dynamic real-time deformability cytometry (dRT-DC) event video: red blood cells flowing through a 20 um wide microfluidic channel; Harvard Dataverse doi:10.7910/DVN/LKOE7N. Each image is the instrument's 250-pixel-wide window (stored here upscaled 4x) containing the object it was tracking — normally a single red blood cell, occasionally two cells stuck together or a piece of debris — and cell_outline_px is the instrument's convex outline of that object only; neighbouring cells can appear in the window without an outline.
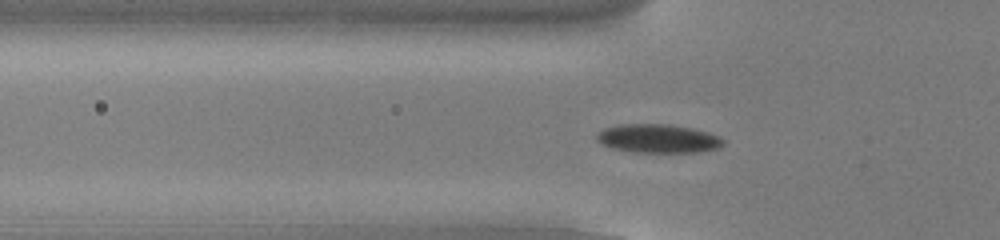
{"species": "common noctule bat (a hibernating species)", "species_latin": "Nyctalus noctula", "temperature_condition": "cold", "stored_images_in_passage": 54, "camera_frame_rate_fps": 3000, "um_per_image_px": 0.085, "animal": {"sex": "male", "body_mass_g": 13.0, "forearm_length_mm": 53.1}, "frame": {"image": 1, "passage_image": 18, "time_ms": 5.667, "image_size_px": [1000, 240], "cell_outline_px": [[724, 144], [716, 148], [700, 152], [632, 152], [612, 148], [600, 144], [596, 140], [596, 132], [604, 128], [620, 124], [668, 124], [692, 128], [708, 132], [720, 136], [724, 140]], "centroid_in_image_um": [55.9, 11.77], "position_along_channel_um": 69.9, "area_um2": 21.33}}
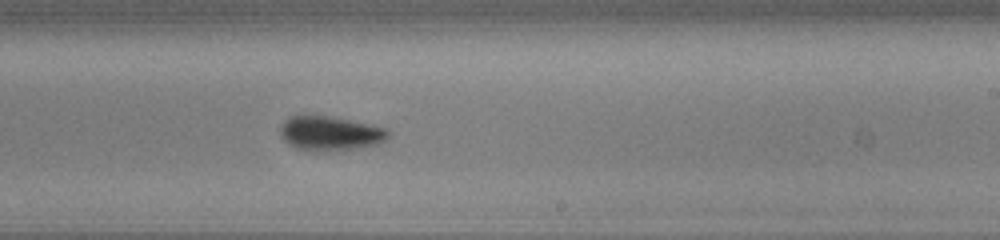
{"frame": {"image": 2, "passage_image": 33, "time_ms": 10.667, "image_size_px": [1000, 240], "cell_outline_px": [[388, 136], [384, 140], [376, 144], [356, 148], [312, 152], [296, 148], [288, 144], [280, 136], [280, 124], [288, 116], [332, 116], [388, 128]], "centroid_in_image_um": [28.01, 11.33], "position_along_channel_um": 261.0, "area_um2": 21.68}}
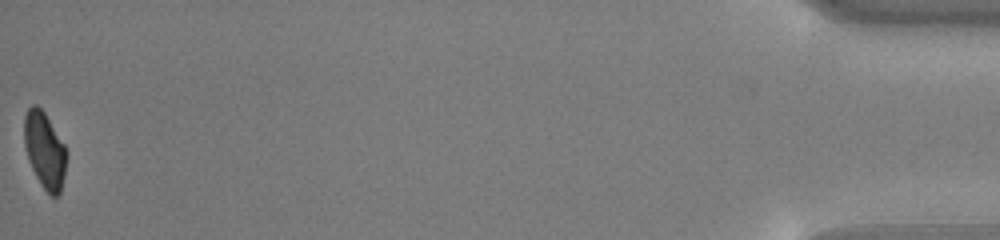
{"frame": {"image": 3, "passage_image": 54, "time_ms": 17.667, "image_size_px": [1000, 240], "cell_outline_px": [[68, 156], [64, 176], [60, 192], [56, 196], [52, 196], [40, 184], [28, 160], [24, 144], [24, 116], [28, 108], [32, 104], [36, 104], [44, 112], [64, 144]], "centroid_in_image_um": [3.79, 12.76], "position_along_channel_um": 431.4, "area_um2": 18.79}, "authors_computed_cell_mechanics": {"area_um2": 20.4901, "velocity_mm_per_s": 3.8275, "shape_relaxation_time_tau1_ms": 3.8122, "shape_relaxation_time_tau2_ms": null, "deformation_change_tau1": 0.1268, "deformation_change_tau2": null}}